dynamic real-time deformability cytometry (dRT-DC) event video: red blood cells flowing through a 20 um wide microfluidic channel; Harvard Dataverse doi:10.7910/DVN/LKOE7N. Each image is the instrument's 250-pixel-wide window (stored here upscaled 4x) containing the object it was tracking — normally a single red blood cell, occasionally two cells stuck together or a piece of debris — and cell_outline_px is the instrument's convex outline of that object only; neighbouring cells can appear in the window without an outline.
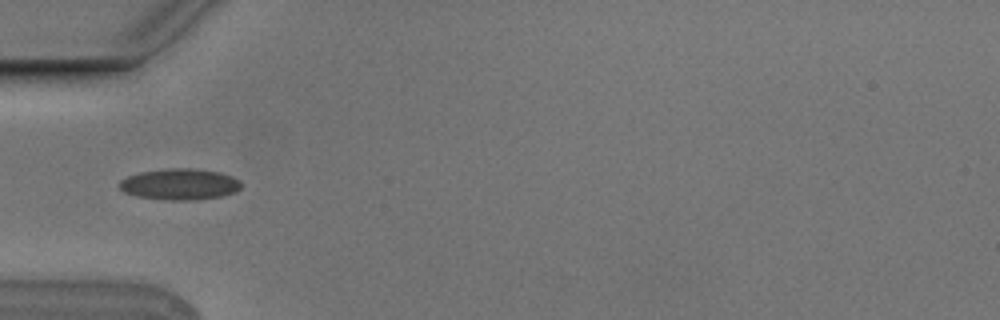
{"species": "Egyptian fruit bat (a non-hibernating species)", "species_latin": "Rousettus aegyptiacus", "temperature_condition": "cold", "stored_images_in_passage": 6, "camera_frame_rate_fps": 3000, "um_per_image_px": 0.085, "animal": {"sex": "male"}, "frame": {"image": 1, "passage_image": 4, "time_ms": 1.0, "image_size_px": [1000, 320], "cell_outline_px": [[240, 188], [236, 192], [220, 196], [196, 200], [168, 200], [136, 196], [124, 192], [120, 188], [120, 180], [128, 176], [140, 172], [168, 168], [192, 168], [220, 172], [232, 176], [240, 180]], "centroid_in_image_um": [15.29, 15.66], "position_along_channel_um": 69.7, "area_um2": 22.14}}
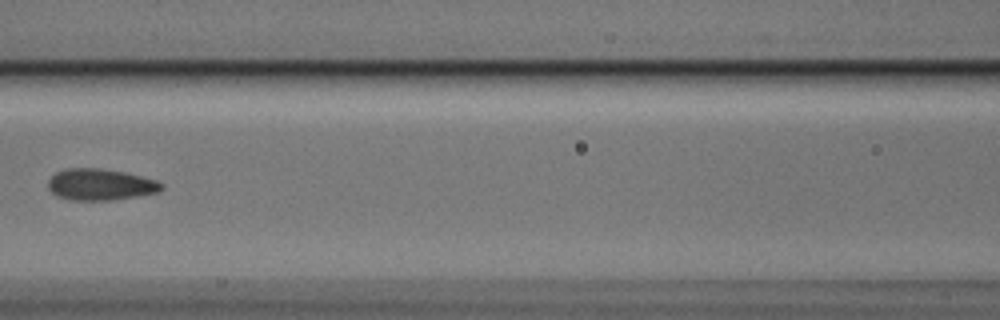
{"frame": {"image": 2, "passage_image": 6, "time_ms": 1.667, "image_size_px": [1000, 320], "cell_outline_px": [[164, 188], [156, 192], [136, 196], [112, 200], [72, 200], [56, 196], [48, 188], [48, 180], [56, 172], [68, 168], [100, 168], [124, 172], [156, 180], [164, 184]], "centroid_in_image_um": [8.51, 15.68], "position_along_channel_um": 158.1, "area_um2": 20.69}}